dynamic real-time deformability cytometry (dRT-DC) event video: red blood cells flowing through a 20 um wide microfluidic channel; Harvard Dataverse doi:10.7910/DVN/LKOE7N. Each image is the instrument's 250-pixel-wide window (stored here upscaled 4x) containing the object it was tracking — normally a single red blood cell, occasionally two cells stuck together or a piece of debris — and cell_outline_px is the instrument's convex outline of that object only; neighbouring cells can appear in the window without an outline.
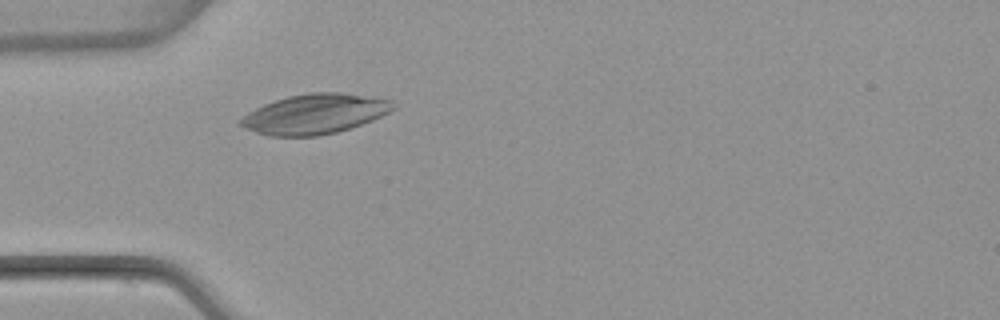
{"species": "common noctule bat (a hibernating species)", "species_latin": "Nyctalus noctula", "temperature_condition": "warm", "stored_images_in_passage": 1, "camera_frame_rate_fps": 3000, "um_per_image_px": 0.085, "animal": {"sex": "female", "body_mass_g": 22.7, "forearm_length_mm": 54.2}, "frame": {"image": 1, "passage_image": 1, "time_ms": 0.0, "image_size_px": [1000, 320], "cell_outline_px": [[396, 108], [372, 120], [336, 132], [316, 136], [272, 136], [256, 132], [236, 124], [236, 120], [248, 112], [264, 104], [288, 96], [308, 92], [340, 92], [392, 100], [396, 104]], "centroid_in_image_um": [26.72, 9.68], "position_along_channel_um": 58.3, "area_um2": 35.37}}